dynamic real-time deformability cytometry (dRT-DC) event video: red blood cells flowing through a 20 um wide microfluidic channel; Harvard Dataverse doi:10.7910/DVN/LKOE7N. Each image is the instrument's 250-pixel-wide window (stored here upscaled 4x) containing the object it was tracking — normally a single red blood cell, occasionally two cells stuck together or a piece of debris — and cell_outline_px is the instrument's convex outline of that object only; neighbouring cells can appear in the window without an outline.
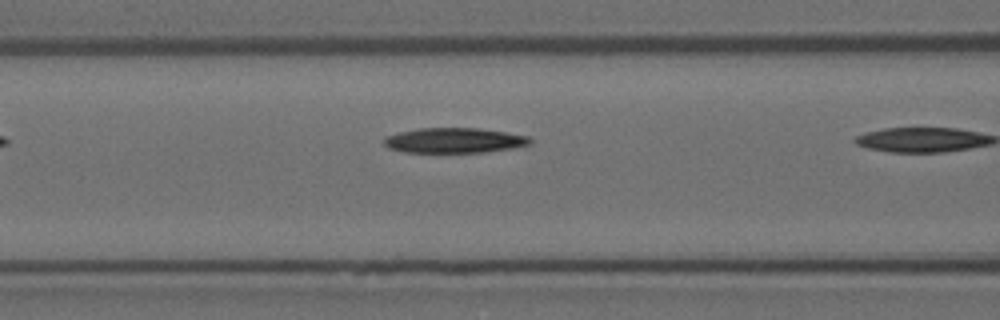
{"species": "Egyptian fruit bat (a non-hibernating species)", "species_latin": "Rousettus aegyptiacus", "temperature_condition": "room temperature", "stored_images_in_passage": 4, "camera_frame_rate_fps": 3000, "um_per_image_px": 0.085, "animal": {"sex": "female"}, "frame": {"image": 1, "passage_image": 3, "time_ms": 0.667, "image_size_px": [1000, 320], "cell_outline_px": [[532, 144], [512, 148], [484, 152], [404, 152], [388, 148], [384, 144], [384, 136], [400, 132], [420, 128], [480, 128], [528, 136], [532, 140]], "centroid_in_image_um": [38.6, 11.93], "position_along_channel_um": 128.0, "area_um2": 21.33}}